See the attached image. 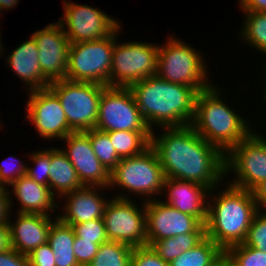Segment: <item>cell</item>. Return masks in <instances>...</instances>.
<instances>
[{
    "label": "cell",
    "instance_id": "obj_1",
    "mask_svg": "<svg viewBox=\"0 0 266 266\" xmlns=\"http://www.w3.org/2000/svg\"><path fill=\"white\" fill-rule=\"evenodd\" d=\"M162 129L164 134L160 135L152 131L150 146L157 154L165 178L196 182L210 190L218 188L220 183L223 185L225 155L217 147L191 125Z\"/></svg>",
    "mask_w": 266,
    "mask_h": 266
},
{
    "label": "cell",
    "instance_id": "obj_2",
    "mask_svg": "<svg viewBox=\"0 0 266 266\" xmlns=\"http://www.w3.org/2000/svg\"><path fill=\"white\" fill-rule=\"evenodd\" d=\"M129 89L151 131L153 125L159 128L191 125L198 89L167 82L157 75L138 81Z\"/></svg>",
    "mask_w": 266,
    "mask_h": 266
},
{
    "label": "cell",
    "instance_id": "obj_3",
    "mask_svg": "<svg viewBox=\"0 0 266 266\" xmlns=\"http://www.w3.org/2000/svg\"><path fill=\"white\" fill-rule=\"evenodd\" d=\"M214 190L209 193L213 202L208 201L211 203H208L206 236L222 250H227L244 242L258 208L252 191L230 184L219 195L218 192L214 194Z\"/></svg>",
    "mask_w": 266,
    "mask_h": 266
},
{
    "label": "cell",
    "instance_id": "obj_4",
    "mask_svg": "<svg viewBox=\"0 0 266 266\" xmlns=\"http://www.w3.org/2000/svg\"><path fill=\"white\" fill-rule=\"evenodd\" d=\"M220 90L213 84L198 93L191 126L208 143L226 155L253 129L249 127L247 119L227 106L221 98Z\"/></svg>",
    "mask_w": 266,
    "mask_h": 266
},
{
    "label": "cell",
    "instance_id": "obj_5",
    "mask_svg": "<svg viewBox=\"0 0 266 266\" xmlns=\"http://www.w3.org/2000/svg\"><path fill=\"white\" fill-rule=\"evenodd\" d=\"M166 41L162 46L159 44L156 75L167 82L187 85L199 91L210 87L209 72L198 50L174 36Z\"/></svg>",
    "mask_w": 266,
    "mask_h": 266
},
{
    "label": "cell",
    "instance_id": "obj_6",
    "mask_svg": "<svg viewBox=\"0 0 266 266\" xmlns=\"http://www.w3.org/2000/svg\"><path fill=\"white\" fill-rule=\"evenodd\" d=\"M164 172L156 152L147 148L142 154L123 158L110 172V188L121 187L128 193H135L152 200V196L164 194Z\"/></svg>",
    "mask_w": 266,
    "mask_h": 266
},
{
    "label": "cell",
    "instance_id": "obj_7",
    "mask_svg": "<svg viewBox=\"0 0 266 266\" xmlns=\"http://www.w3.org/2000/svg\"><path fill=\"white\" fill-rule=\"evenodd\" d=\"M120 28L121 25L114 31L110 87L129 88L138 81L156 75L159 46L137 41L117 44Z\"/></svg>",
    "mask_w": 266,
    "mask_h": 266
},
{
    "label": "cell",
    "instance_id": "obj_8",
    "mask_svg": "<svg viewBox=\"0 0 266 266\" xmlns=\"http://www.w3.org/2000/svg\"><path fill=\"white\" fill-rule=\"evenodd\" d=\"M106 87L63 79L50 83L48 88L58 97L69 127L74 132H84L95 128L100 98Z\"/></svg>",
    "mask_w": 266,
    "mask_h": 266
},
{
    "label": "cell",
    "instance_id": "obj_9",
    "mask_svg": "<svg viewBox=\"0 0 266 266\" xmlns=\"http://www.w3.org/2000/svg\"><path fill=\"white\" fill-rule=\"evenodd\" d=\"M114 32L101 40L70 43L66 80L110 87Z\"/></svg>",
    "mask_w": 266,
    "mask_h": 266
},
{
    "label": "cell",
    "instance_id": "obj_10",
    "mask_svg": "<svg viewBox=\"0 0 266 266\" xmlns=\"http://www.w3.org/2000/svg\"><path fill=\"white\" fill-rule=\"evenodd\" d=\"M128 195L119 193L105 205L103 221L108 241L132 248L147 245L145 199L141 209ZM143 208V209H142ZM142 210V211H141Z\"/></svg>",
    "mask_w": 266,
    "mask_h": 266
},
{
    "label": "cell",
    "instance_id": "obj_11",
    "mask_svg": "<svg viewBox=\"0 0 266 266\" xmlns=\"http://www.w3.org/2000/svg\"><path fill=\"white\" fill-rule=\"evenodd\" d=\"M235 172L230 185L252 191L266 180V139L251 131L225 155V174Z\"/></svg>",
    "mask_w": 266,
    "mask_h": 266
},
{
    "label": "cell",
    "instance_id": "obj_12",
    "mask_svg": "<svg viewBox=\"0 0 266 266\" xmlns=\"http://www.w3.org/2000/svg\"><path fill=\"white\" fill-rule=\"evenodd\" d=\"M95 129L110 131H151L129 88L106 87L101 95Z\"/></svg>",
    "mask_w": 266,
    "mask_h": 266
},
{
    "label": "cell",
    "instance_id": "obj_13",
    "mask_svg": "<svg viewBox=\"0 0 266 266\" xmlns=\"http://www.w3.org/2000/svg\"><path fill=\"white\" fill-rule=\"evenodd\" d=\"M63 5L65 13L58 22L70 43L101 40L110 36L120 26L116 18L95 7L66 0Z\"/></svg>",
    "mask_w": 266,
    "mask_h": 266
},
{
    "label": "cell",
    "instance_id": "obj_14",
    "mask_svg": "<svg viewBox=\"0 0 266 266\" xmlns=\"http://www.w3.org/2000/svg\"><path fill=\"white\" fill-rule=\"evenodd\" d=\"M147 245L168 237L189 232H206V225L196 217L181 212L162 199L145 202Z\"/></svg>",
    "mask_w": 266,
    "mask_h": 266
},
{
    "label": "cell",
    "instance_id": "obj_15",
    "mask_svg": "<svg viewBox=\"0 0 266 266\" xmlns=\"http://www.w3.org/2000/svg\"><path fill=\"white\" fill-rule=\"evenodd\" d=\"M27 121L34 124L41 138L63 140L74 132L68 125L58 97L49 89L29 91Z\"/></svg>",
    "mask_w": 266,
    "mask_h": 266
},
{
    "label": "cell",
    "instance_id": "obj_16",
    "mask_svg": "<svg viewBox=\"0 0 266 266\" xmlns=\"http://www.w3.org/2000/svg\"><path fill=\"white\" fill-rule=\"evenodd\" d=\"M39 50V64L43 77L49 82L66 79L70 41L57 21L31 35Z\"/></svg>",
    "mask_w": 266,
    "mask_h": 266
},
{
    "label": "cell",
    "instance_id": "obj_17",
    "mask_svg": "<svg viewBox=\"0 0 266 266\" xmlns=\"http://www.w3.org/2000/svg\"><path fill=\"white\" fill-rule=\"evenodd\" d=\"M63 152L74 166L83 186H100L109 188L110 173L96 157L88 135L85 132H72L67 135Z\"/></svg>",
    "mask_w": 266,
    "mask_h": 266
},
{
    "label": "cell",
    "instance_id": "obj_18",
    "mask_svg": "<svg viewBox=\"0 0 266 266\" xmlns=\"http://www.w3.org/2000/svg\"><path fill=\"white\" fill-rule=\"evenodd\" d=\"M164 189V192L168 190L166 195L168 200L163 201L166 205L190 214L196 217L202 224H206L209 188L192 181L165 178Z\"/></svg>",
    "mask_w": 266,
    "mask_h": 266
},
{
    "label": "cell",
    "instance_id": "obj_19",
    "mask_svg": "<svg viewBox=\"0 0 266 266\" xmlns=\"http://www.w3.org/2000/svg\"><path fill=\"white\" fill-rule=\"evenodd\" d=\"M105 187L100 186H83L78 190L69 192L63 197L66 199L64 204V211L58 219L66 224L73 225L92 221L98 218H102L104 214L105 205L109 201L100 195L98 190H102ZM98 191V192H97Z\"/></svg>",
    "mask_w": 266,
    "mask_h": 266
},
{
    "label": "cell",
    "instance_id": "obj_20",
    "mask_svg": "<svg viewBox=\"0 0 266 266\" xmlns=\"http://www.w3.org/2000/svg\"><path fill=\"white\" fill-rule=\"evenodd\" d=\"M15 223L9 221L11 247L23 255L48 242L49 230L55 222L43 214L18 213Z\"/></svg>",
    "mask_w": 266,
    "mask_h": 266
},
{
    "label": "cell",
    "instance_id": "obj_21",
    "mask_svg": "<svg viewBox=\"0 0 266 266\" xmlns=\"http://www.w3.org/2000/svg\"><path fill=\"white\" fill-rule=\"evenodd\" d=\"M18 46L6 60L12 72L20 77L24 85L29 88L28 91L48 88L50 83L43 77L39 64V50L34 38L30 36L29 40Z\"/></svg>",
    "mask_w": 266,
    "mask_h": 266
},
{
    "label": "cell",
    "instance_id": "obj_22",
    "mask_svg": "<svg viewBox=\"0 0 266 266\" xmlns=\"http://www.w3.org/2000/svg\"><path fill=\"white\" fill-rule=\"evenodd\" d=\"M11 186L13 188L11 192L21 206L18 213L51 216V211L54 212L56 208H60L57 206L58 203H55V196L49 186L38 184L27 175L21 176Z\"/></svg>",
    "mask_w": 266,
    "mask_h": 266
},
{
    "label": "cell",
    "instance_id": "obj_23",
    "mask_svg": "<svg viewBox=\"0 0 266 266\" xmlns=\"http://www.w3.org/2000/svg\"><path fill=\"white\" fill-rule=\"evenodd\" d=\"M49 188L56 197L83 187L76 170L61 148H50ZM55 190V192H54Z\"/></svg>",
    "mask_w": 266,
    "mask_h": 266
},
{
    "label": "cell",
    "instance_id": "obj_24",
    "mask_svg": "<svg viewBox=\"0 0 266 266\" xmlns=\"http://www.w3.org/2000/svg\"><path fill=\"white\" fill-rule=\"evenodd\" d=\"M54 220L49 230L48 243L54 252L56 266H79L73 251L75 241L73 228L62 223L58 217Z\"/></svg>",
    "mask_w": 266,
    "mask_h": 266
},
{
    "label": "cell",
    "instance_id": "obj_25",
    "mask_svg": "<svg viewBox=\"0 0 266 266\" xmlns=\"http://www.w3.org/2000/svg\"><path fill=\"white\" fill-rule=\"evenodd\" d=\"M106 133L120 159L140 155L150 147L152 131H110Z\"/></svg>",
    "mask_w": 266,
    "mask_h": 266
},
{
    "label": "cell",
    "instance_id": "obj_26",
    "mask_svg": "<svg viewBox=\"0 0 266 266\" xmlns=\"http://www.w3.org/2000/svg\"><path fill=\"white\" fill-rule=\"evenodd\" d=\"M205 237L206 232H189L154 241L150 246L164 261L170 263L183 252L199 244Z\"/></svg>",
    "mask_w": 266,
    "mask_h": 266
},
{
    "label": "cell",
    "instance_id": "obj_27",
    "mask_svg": "<svg viewBox=\"0 0 266 266\" xmlns=\"http://www.w3.org/2000/svg\"><path fill=\"white\" fill-rule=\"evenodd\" d=\"M222 249L209 237H205L192 249L183 252L169 266H212Z\"/></svg>",
    "mask_w": 266,
    "mask_h": 266
},
{
    "label": "cell",
    "instance_id": "obj_28",
    "mask_svg": "<svg viewBox=\"0 0 266 266\" xmlns=\"http://www.w3.org/2000/svg\"><path fill=\"white\" fill-rule=\"evenodd\" d=\"M132 250V247L123 243L107 241L99 246L88 266H131Z\"/></svg>",
    "mask_w": 266,
    "mask_h": 266
},
{
    "label": "cell",
    "instance_id": "obj_29",
    "mask_svg": "<svg viewBox=\"0 0 266 266\" xmlns=\"http://www.w3.org/2000/svg\"><path fill=\"white\" fill-rule=\"evenodd\" d=\"M241 37L249 46L266 55V12H244Z\"/></svg>",
    "mask_w": 266,
    "mask_h": 266
},
{
    "label": "cell",
    "instance_id": "obj_30",
    "mask_svg": "<svg viewBox=\"0 0 266 266\" xmlns=\"http://www.w3.org/2000/svg\"><path fill=\"white\" fill-rule=\"evenodd\" d=\"M89 139L92 149L104 168L110 173L121 160L116 153L114 145L111 143L106 132L95 128L84 131Z\"/></svg>",
    "mask_w": 266,
    "mask_h": 266
},
{
    "label": "cell",
    "instance_id": "obj_31",
    "mask_svg": "<svg viewBox=\"0 0 266 266\" xmlns=\"http://www.w3.org/2000/svg\"><path fill=\"white\" fill-rule=\"evenodd\" d=\"M242 244L266 253V211L256 212Z\"/></svg>",
    "mask_w": 266,
    "mask_h": 266
},
{
    "label": "cell",
    "instance_id": "obj_32",
    "mask_svg": "<svg viewBox=\"0 0 266 266\" xmlns=\"http://www.w3.org/2000/svg\"><path fill=\"white\" fill-rule=\"evenodd\" d=\"M29 158L35 168L27 165L26 175L38 184L49 186L50 149L34 152Z\"/></svg>",
    "mask_w": 266,
    "mask_h": 266
},
{
    "label": "cell",
    "instance_id": "obj_33",
    "mask_svg": "<svg viewBox=\"0 0 266 266\" xmlns=\"http://www.w3.org/2000/svg\"><path fill=\"white\" fill-rule=\"evenodd\" d=\"M71 227L74 230L75 237H80L83 240H88L97 244H102L108 241L103 218L73 224Z\"/></svg>",
    "mask_w": 266,
    "mask_h": 266
},
{
    "label": "cell",
    "instance_id": "obj_34",
    "mask_svg": "<svg viewBox=\"0 0 266 266\" xmlns=\"http://www.w3.org/2000/svg\"><path fill=\"white\" fill-rule=\"evenodd\" d=\"M227 251L236 259L239 266H266V253L261 250L237 244L229 247Z\"/></svg>",
    "mask_w": 266,
    "mask_h": 266
},
{
    "label": "cell",
    "instance_id": "obj_35",
    "mask_svg": "<svg viewBox=\"0 0 266 266\" xmlns=\"http://www.w3.org/2000/svg\"><path fill=\"white\" fill-rule=\"evenodd\" d=\"M131 266H169L149 245L138 246L131 252Z\"/></svg>",
    "mask_w": 266,
    "mask_h": 266
},
{
    "label": "cell",
    "instance_id": "obj_36",
    "mask_svg": "<svg viewBox=\"0 0 266 266\" xmlns=\"http://www.w3.org/2000/svg\"><path fill=\"white\" fill-rule=\"evenodd\" d=\"M4 160H5L4 162L2 161V163H0V186H6V185L10 186L21 176L26 175L27 165L22 164L23 161L21 162L16 161L18 159L13 156L12 157L10 156ZM14 161L18 163L15 164ZM9 163L13 165H10Z\"/></svg>",
    "mask_w": 266,
    "mask_h": 266
},
{
    "label": "cell",
    "instance_id": "obj_37",
    "mask_svg": "<svg viewBox=\"0 0 266 266\" xmlns=\"http://www.w3.org/2000/svg\"><path fill=\"white\" fill-rule=\"evenodd\" d=\"M100 245L75 237L73 251L79 266H88L97 254Z\"/></svg>",
    "mask_w": 266,
    "mask_h": 266
},
{
    "label": "cell",
    "instance_id": "obj_38",
    "mask_svg": "<svg viewBox=\"0 0 266 266\" xmlns=\"http://www.w3.org/2000/svg\"><path fill=\"white\" fill-rule=\"evenodd\" d=\"M27 256L29 266H56L54 252L48 242L40 245Z\"/></svg>",
    "mask_w": 266,
    "mask_h": 266
},
{
    "label": "cell",
    "instance_id": "obj_39",
    "mask_svg": "<svg viewBox=\"0 0 266 266\" xmlns=\"http://www.w3.org/2000/svg\"><path fill=\"white\" fill-rule=\"evenodd\" d=\"M0 266H29L28 256L20 254L11 247L0 253Z\"/></svg>",
    "mask_w": 266,
    "mask_h": 266
},
{
    "label": "cell",
    "instance_id": "obj_40",
    "mask_svg": "<svg viewBox=\"0 0 266 266\" xmlns=\"http://www.w3.org/2000/svg\"><path fill=\"white\" fill-rule=\"evenodd\" d=\"M10 191L7 190L6 186H0V223H7L9 222V217L11 213V199L12 196L10 195Z\"/></svg>",
    "mask_w": 266,
    "mask_h": 266
},
{
    "label": "cell",
    "instance_id": "obj_41",
    "mask_svg": "<svg viewBox=\"0 0 266 266\" xmlns=\"http://www.w3.org/2000/svg\"><path fill=\"white\" fill-rule=\"evenodd\" d=\"M244 12H266V0H239Z\"/></svg>",
    "mask_w": 266,
    "mask_h": 266
},
{
    "label": "cell",
    "instance_id": "obj_42",
    "mask_svg": "<svg viewBox=\"0 0 266 266\" xmlns=\"http://www.w3.org/2000/svg\"><path fill=\"white\" fill-rule=\"evenodd\" d=\"M258 210L266 211V180L262 181L252 190ZM263 207V208H262Z\"/></svg>",
    "mask_w": 266,
    "mask_h": 266
},
{
    "label": "cell",
    "instance_id": "obj_43",
    "mask_svg": "<svg viewBox=\"0 0 266 266\" xmlns=\"http://www.w3.org/2000/svg\"><path fill=\"white\" fill-rule=\"evenodd\" d=\"M11 248V236L9 222L0 223V253Z\"/></svg>",
    "mask_w": 266,
    "mask_h": 266
},
{
    "label": "cell",
    "instance_id": "obj_44",
    "mask_svg": "<svg viewBox=\"0 0 266 266\" xmlns=\"http://www.w3.org/2000/svg\"><path fill=\"white\" fill-rule=\"evenodd\" d=\"M215 264L217 266H239L236 259L227 250H222L217 256Z\"/></svg>",
    "mask_w": 266,
    "mask_h": 266
},
{
    "label": "cell",
    "instance_id": "obj_45",
    "mask_svg": "<svg viewBox=\"0 0 266 266\" xmlns=\"http://www.w3.org/2000/svg\"><path fill=\"white\" fill-rule=\"evenodd\" d=\"M19 2V0H0V8L1 11L3 9L9 10L12 9L13 7L15 8V5Z\"/></svg>",
    "mask_w": 266,
    "mask_h": 266
},
{
    "label": "cell",
    "instance_id": "obj_46",
    "mask_svg": "<svg viewBox=\"0 0 266 266\" xmlns=\"http://www.w3.org/2000/svg\"><path fill=\"white\" fill-rule=\"evenodd\" d=\"M265 66V73H266V64H264ZM265 84H266V74H265ZM264 101H266V85H265V92H264V97H263Z\"/></svg>",
    "mask_w": 266,
    "mask_h": 266
},
{
    "label": "cell",
    "instance_id": "obj_47",
    "mask_svg": "<svg viewBox=\"0 0 266 266\" xmlns=\"http://www.w3.org/2000/svg\"><path fill=\"white\" fill-rule=\"evenodd\" d=\"M1 36V35H0ZM3 45L1 44V37H0V54L2 53L3 49H2Z\"/></svg>",
    "mask_w": 266,
    "mask_h": 266
}]
</instances>
